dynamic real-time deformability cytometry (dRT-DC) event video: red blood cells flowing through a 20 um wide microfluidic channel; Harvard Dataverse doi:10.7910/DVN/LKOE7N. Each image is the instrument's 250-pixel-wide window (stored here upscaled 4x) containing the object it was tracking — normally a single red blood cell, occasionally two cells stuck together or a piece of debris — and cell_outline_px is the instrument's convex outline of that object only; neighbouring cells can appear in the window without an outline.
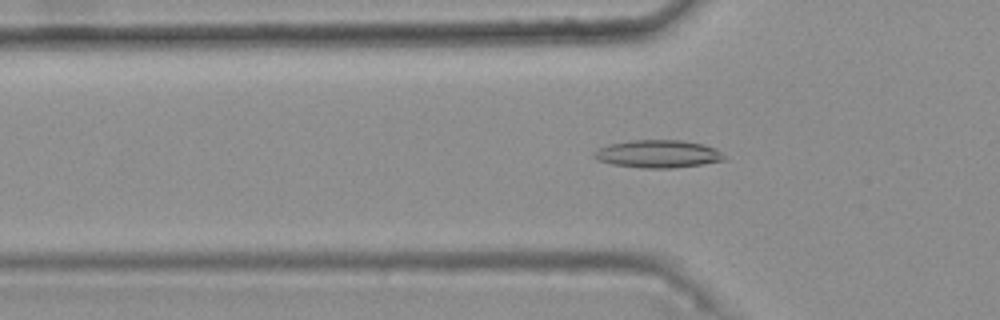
{"species": "common noctule bat (a hibernating species)", "species_latin": "Nyctalus noctula", "temperature_condition": "warm", "stored_images_in_passage": 42, "camera_frame_rate_fps": 3000, "um_per_image_px": 0.085, "animal": {"sex": "female", "body_mass_g": 25.1}, "frame": {"image": 1, "passage_image": 12, "time_ms": 3.667, "image_size_px": [1000, 320], "cell_outline_px": [[728, 160], [704, 164], [672, 168], [644, 168], [612, 164], [596, 160], [592, 156], [600, 148], [608, 144], [632, 140], [680, 140], [704, 144], [716, 148]], "centroid_in_image_um": [55.96, 13.08], "position_along_channel_um": 69.8, "area_um2": 21.1}}
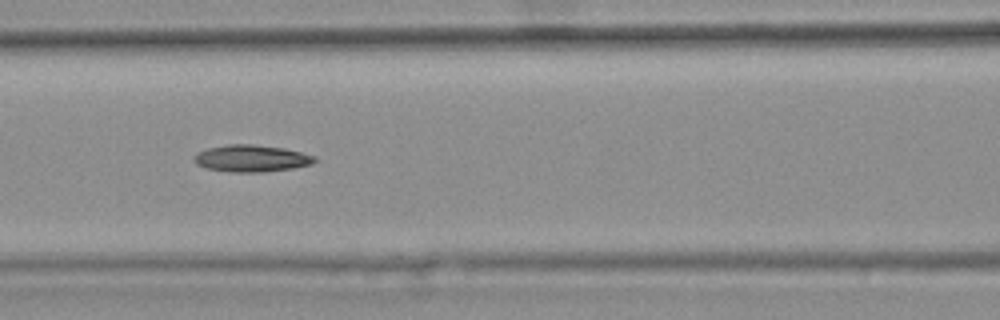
{"frame": {"image": 2, "passage_image": 18, "time_ms": 5.667, "image_size_px": [1000, 320], "cell_outline_px": [[320, 160], [312, 164], [292, 168], [264, 172], [232, 172], [208, 168], [196, 164], [192, 160], [192, 156], [196, 152], [208, 148], [228, 144], [252, 144], [284, 148], [316, 156]], "centroid_in_image_um": [21.37, 13.46], "position_along_channel_um": 145.2, "area_um2": 19.07}}
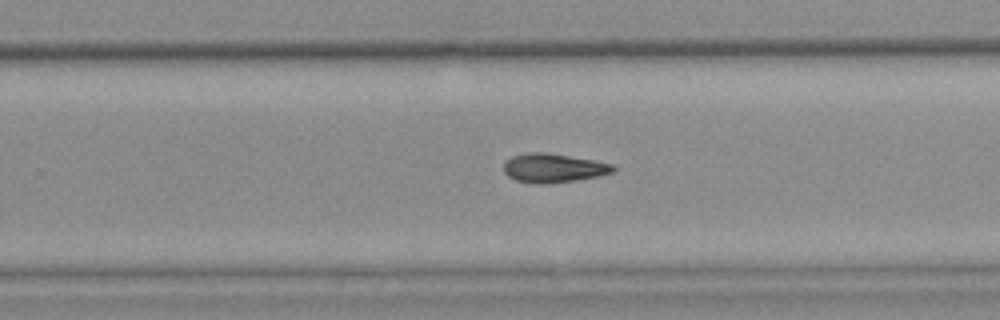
{"frame": {"image": 3, "passage_image": 29, "time_ms": 9.333, "image_size_px": [1000, 320], "cell_outline_px": [[616, 168], [612, 172], [596, 176], [572, 180], [544, 184], [536, 184], [516, 180], [508, 176], [504, 172], [504, 164], [512, 156], [528, 152], [548, 152], [592, 160], [612, 164]], "centroid_in_image_um": [47.0, 14.27], "position_along_channel_um": 282.8, "area_um2": 18.15}}